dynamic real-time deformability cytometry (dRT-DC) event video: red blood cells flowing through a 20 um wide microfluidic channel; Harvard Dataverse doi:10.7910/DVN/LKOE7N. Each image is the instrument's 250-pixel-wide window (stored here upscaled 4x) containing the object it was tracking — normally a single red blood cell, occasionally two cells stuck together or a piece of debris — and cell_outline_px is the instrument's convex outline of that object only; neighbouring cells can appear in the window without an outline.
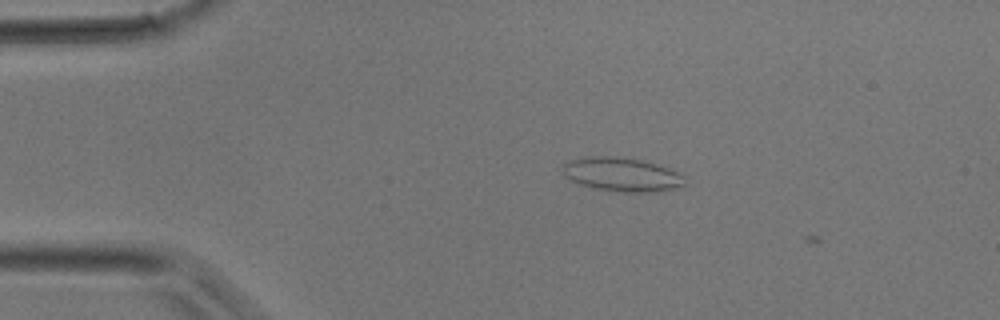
{"species": "common noctule bat (a hibernating species)", "species_latin": "Nyctalus noctula", "temperature_condition": "room temperature", "stored_images_in_passage": 7, "camera_frame_rate_fps": 3000, "um_per_image_px": 0.085, "animal": {"sex": "male", "body_mass_g": 17.9}, "frame": {"image": 1, "passage_image": 5, "time_ms": 1.333, "image_size_px": [1000, 320], "cell_outline_px": [[684, 184], [680, 188], [656, 192], [624, 192], [596, 188], [580, 184], [564, 176], [564, 164], [568, 160], [584, 156], [616, 156], [640, 160], [656, 164], [668, 168], [684, 176]], "centroid_in_image_um": [52.87, 14.83], "position_along_channel_um": 32.1, "area_um2": 24.04}}